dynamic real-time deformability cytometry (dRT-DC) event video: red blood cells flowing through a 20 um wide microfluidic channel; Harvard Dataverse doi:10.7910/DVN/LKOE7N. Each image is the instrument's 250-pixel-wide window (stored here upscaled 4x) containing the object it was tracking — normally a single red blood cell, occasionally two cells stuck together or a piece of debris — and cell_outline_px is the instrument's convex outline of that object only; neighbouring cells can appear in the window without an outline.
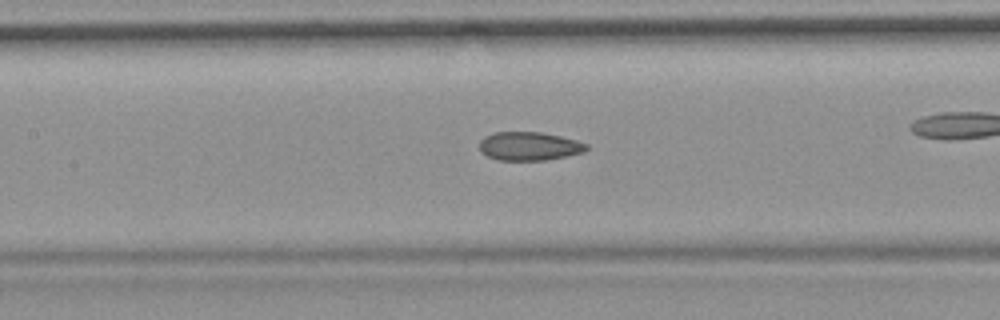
{"species": "common noctule bat (a hibernating species)", "species_latin": "Nyctalus noctula", "temperature_condition": "room temperature", "stored_images_in_passage": 18, "camera_frame_rate_fps": 3000, "um_per_image_px": 0.085, "animal": {"sex": "female", "body_mass_g": 19.9}, "frame": {"image": 1, "passage_image": 16, "time_ms": 5.0, "image_size_px": [1000, 320], "cell_outline_px": [[588, 148], [584, 152], [568, 156], [548, 160], [500, 160], [488, 156], [480, 152], [480, 140], [484, 136], [492, 132], [544, 132], [576, 140], [588, 144]], "centroid_in_image_um": [44.99, 12.42], "position_along_channel_um": 162.4, "area_um2": 17.98}}